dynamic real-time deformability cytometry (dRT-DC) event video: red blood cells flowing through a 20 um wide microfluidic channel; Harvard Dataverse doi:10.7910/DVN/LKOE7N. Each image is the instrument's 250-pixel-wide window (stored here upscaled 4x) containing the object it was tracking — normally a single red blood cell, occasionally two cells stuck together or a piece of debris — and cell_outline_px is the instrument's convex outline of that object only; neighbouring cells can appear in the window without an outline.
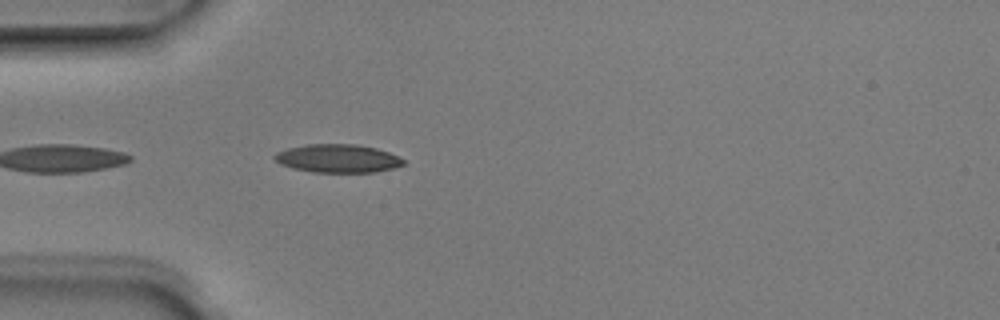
{"species": "Egyptian fruit bat (a non-hibernating species)", "species_latin": "Rousettus aegyptiacus", "temperature_condition": "room temperature", "stored_images_in_passage": 5, "camera_frame_rate_fps": 3000, "um_per_image_px": 0.085, "animal": {"sex": "male"}, "frame": {"image": 1, "passage_image": 5, "time_ms": 1.333, "image_size_px": [1000, 320], "cell_outline_px": [[404, 164], [392, 168], [372, 172], [312, 172], [292, 168], [280, 164], [272, 156], [276, 152], [288, 148], [308, 144], [356, 144], [376, 148], [388, 152], [404, 160]], "centroid_in_image_um": [28.66, 13.46], "position_along_channel_um": 56.3, "area_um2": 21.1}}